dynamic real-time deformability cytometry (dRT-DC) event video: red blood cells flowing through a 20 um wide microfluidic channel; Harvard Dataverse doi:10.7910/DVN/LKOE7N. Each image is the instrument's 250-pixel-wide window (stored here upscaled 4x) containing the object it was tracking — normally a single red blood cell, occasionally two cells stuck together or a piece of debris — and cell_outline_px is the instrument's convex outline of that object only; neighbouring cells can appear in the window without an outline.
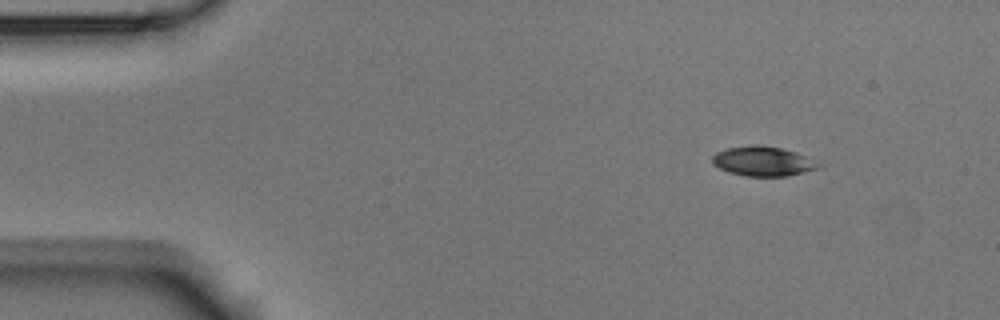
{"species": "Egyptian fruit bat (a non-hibernating species)", "species_latin": "Rousettus aegyptiacus", "temperature_condition": "room temperature", "stored_images_in_passage": 10, "camera_frame_rate_fps": 3000, "um_per_image_px": 0.085, "animal": {"sex": "male"}, "frame": {"image": 1, "passage_image": 1, "time_ms": 0.0, "image_size_px": [1000, 320], "cell_outline_px": [[824, 164], [820, 168], [788, 176], [744, 176], [728, 172], [712, 164], [712, 156], [716, 152], [728, 148], [756, 144], [760, 144], [780, 148], [796, 152]], "centroid_in_image_um": [64.87, 13.71], "position_along_channel_um": 20.1, "area_um2": 18.5}}
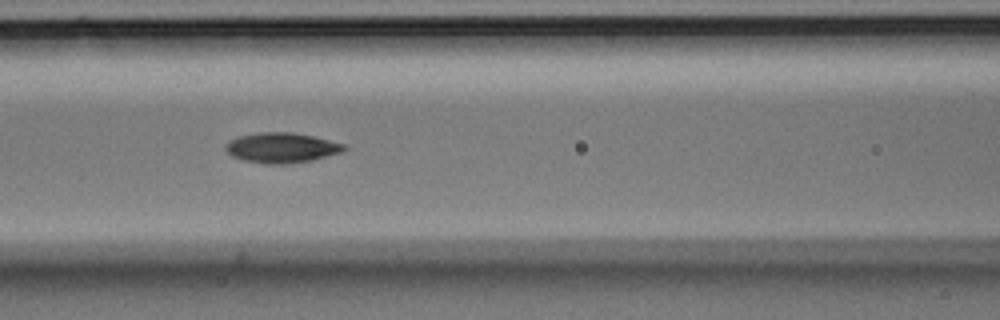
{"frame": {"image": 2, "passage_image": 6, "time_ms": 5.667, "image_size_px": [1000, 320], "cell_outline_px": [[348, 148], [340, 152], [312, 160], [284, 164], [268, 164], [244, 160], [232, 156], [224, 148], [224, 144], [228, 140], [240, 136], [260, 132], [292, 132], [312, 136], [344, 144]], "centroid_in_image_um": [23.89, 12.55], "position_along_channel_um": 142.7, "area_um2": 20.63}}
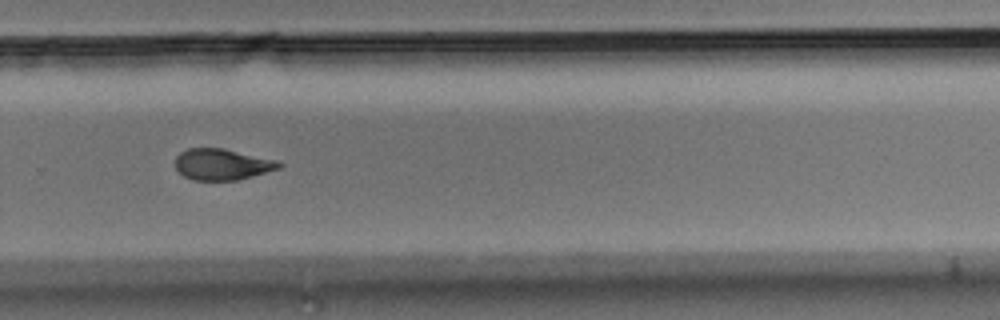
{"frame": {"image": 3, "passage_image": 10, "time_ms": 10.333, "image_size_px": [1000, 320], "cell_outline_px": [[284, 164], [280, 168], [252, 176], [236, 180], [192, 180], [184, 176], [176, 168], [176, 156], [180, 152], [188, 148], [224, 148], [280, 160]], "centroid_in_image_um": [18.92, 13.96], "position_along_channel_um": 310.9, "area_um2": 19.02}}